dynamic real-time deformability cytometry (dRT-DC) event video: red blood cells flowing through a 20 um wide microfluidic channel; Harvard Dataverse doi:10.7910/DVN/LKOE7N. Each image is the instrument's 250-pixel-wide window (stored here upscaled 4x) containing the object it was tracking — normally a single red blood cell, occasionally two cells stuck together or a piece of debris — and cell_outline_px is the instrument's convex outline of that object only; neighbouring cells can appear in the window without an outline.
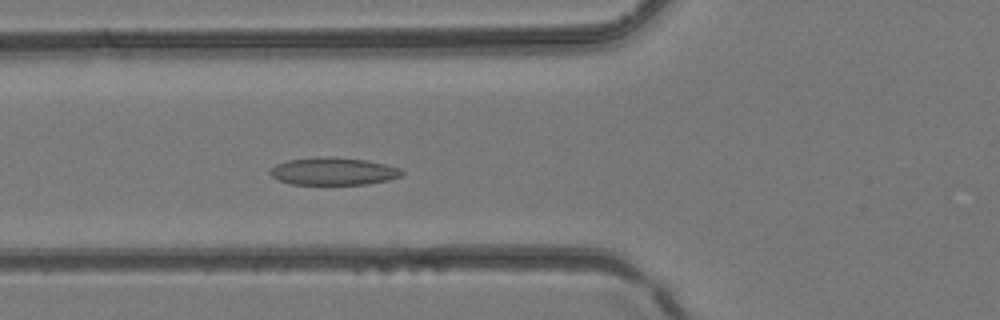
{"species": "common noctule bat (a hibernating species)", "species_latin": "Nyctalus noctula", "temperature_condition": "room temperature", "stored_images_in_passage": 42, "camera_frame_rate_fps": 3000, "um_per_image_px": 0.085, "animal": {"sex": "female", "body_mass_g": 24.6, "forearm_length_mm": 56.2}, "frame": {"image": 1, "passage_image": 15, "time_ms": 4.667, "image_size_px": [1000, 320], "cell_outline_px": [[404, 172], [400, 176], [388, 180], [368, 184], [292, 184], [280, 180], [272, 176], [268, 172], [276, 164], [288, 160], [316, 156], [332, 156], [364, 160], [384, 164], [400, 168]], "centroid_in_image_um": [28.32, 14.55], "position_along_channel_um": 97.5, "area_um2": 21.1}}
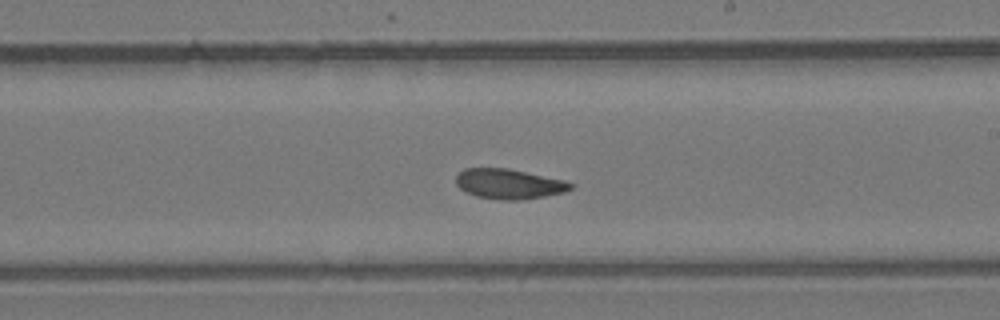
{"frame": {"image": 2, "passage_image": 24, "time_ms": 7.667, "image_size_px": [1000, 320], "cell_outline_px": [[576, 184], [572, 188], [564, 192], [544, 196], [520, 200], [500, 200], [476, 196], [460, 188], [456, 184], [456, 176], [464, 168], [508, 168], [564, 180]], "centroid_in_image_um": [43.27, 15.63], "position_along_channel_um": 245.7, "area_um2": 20.0}}
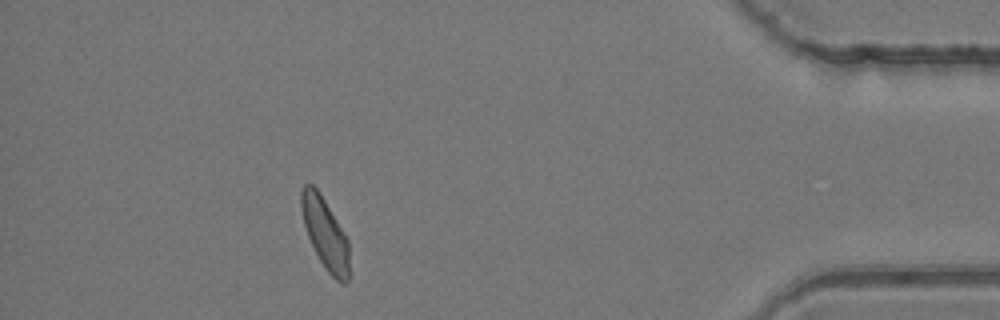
{"frame": {"image": 3, "passage_image": 37, "time_ms": 12.0, "image_size_px": [1000, 320], "cell_outline_px": [[348, 284], [340, 284], [324, 268], [308, 236], [304, 224], [300, 208], [300, 192], [304, 184], [312, 184], [320, 192], [344, 232], [348, 240]], "centroid_in_image_um": [27.62, 19.83], "position_along_channel_um": 407.6, "area_um2": 19.83}}